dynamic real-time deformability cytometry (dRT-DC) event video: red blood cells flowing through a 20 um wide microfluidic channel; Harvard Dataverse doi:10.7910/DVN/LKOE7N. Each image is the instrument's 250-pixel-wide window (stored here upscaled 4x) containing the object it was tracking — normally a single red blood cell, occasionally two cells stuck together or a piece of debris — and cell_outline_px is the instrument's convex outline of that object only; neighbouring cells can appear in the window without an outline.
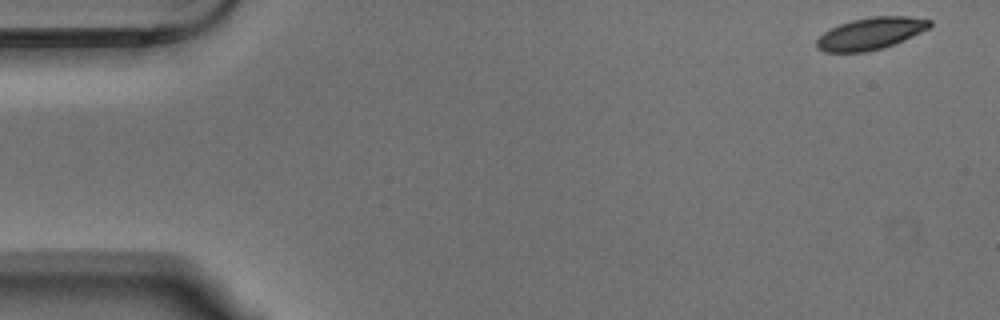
{"species": "Egyptian fruit bat (a non-hibernating species)", "species_latin": "Rousettus aegyptiacus", "temperature_condition": "warm", "stored_images_in_passage": 11, "camera_frame_rate_fps": 3000, "um_per_image_px": 0.085, "animal": {"sex": "male"}, "frame": {"image": 1, "passage_image": 1, "time_ms": 0.0, "image_size_px": [1000, 320], "cell_outline_px": [[932, 24], [928, 28], [904, 40], [884, 48], [864, 52], [824, 52], [816, 48], [816, 40], [824, 32], [840, 24], [852, 20], [872, 16], [908, 16], [932, 20]], "centroid_in_image_um": [74.0, 2.85], "position_along_channel_um": 11.0, "area_um2": 21.04}}